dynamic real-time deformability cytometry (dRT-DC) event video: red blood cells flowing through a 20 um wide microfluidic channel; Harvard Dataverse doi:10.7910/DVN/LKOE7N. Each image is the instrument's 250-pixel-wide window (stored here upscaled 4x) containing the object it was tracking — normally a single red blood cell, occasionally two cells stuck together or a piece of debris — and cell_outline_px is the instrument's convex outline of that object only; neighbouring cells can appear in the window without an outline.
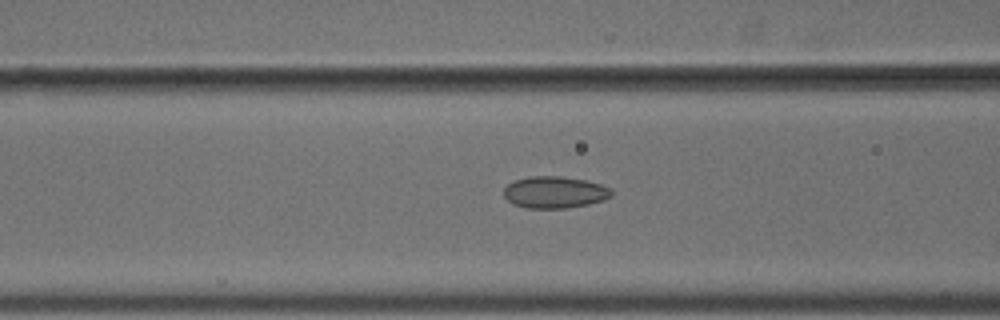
{"species": "common noctule bat (a hibernating species)", "species_latin": "Nyctalus noctula", "temperature_condition": "cold", "stored_images_in_passage": 46, "camera_frame_rate_fps": 3000, "um_per_image_px": 0.085, "animal": {"sex": "male", "body_mass_g": 18.8}, "frame": {"image": 1, "passage_image": 23, "time_ms": 7.333, "image_size_px": [1000, 320], "cell_outline_px": [[612, 196], [604, 200], [588, 204], [568, 208], [528, 208], [512, 204], [504, 196], [504, 188], [508, 184], [516, 180], [528, 176], [560, 176], [584, 180], [600, 184], [608, 188], [612, 192]], "centroid_in_image_um": [47.13, 16.35], "position_along_channel_um": 119.5, "area_um2": 19.88}}
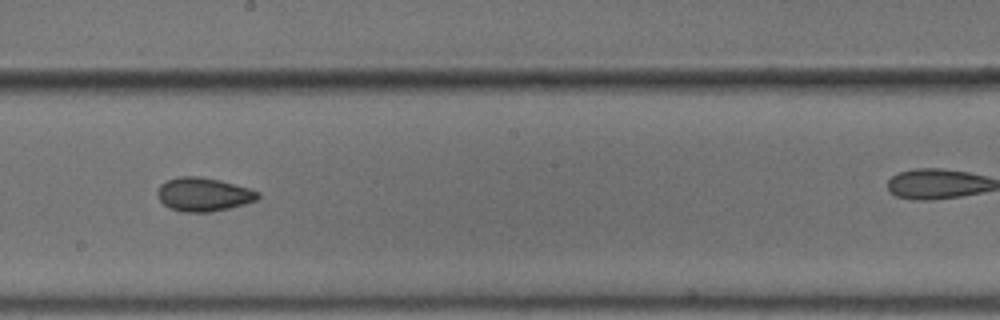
{"frame": {"image": 2, "passage_image": 32, "time_ms": 10.333, "image_size_px": [1000, 320], "cell_outline_px": [[260, 196], [256, 200], [244, 204], [228, 208], [208, 212], [184, 212], [168, 208], [156, 196], [156, 192], [160, 184], [168, 180], [180, 176], [200, 176], [220, 180], [248, 188], [260, 192]], "centroid_in_image_um": [17.26, 16.52], "position_along_channel_um": 230.9, "area_um2": 19.71}}
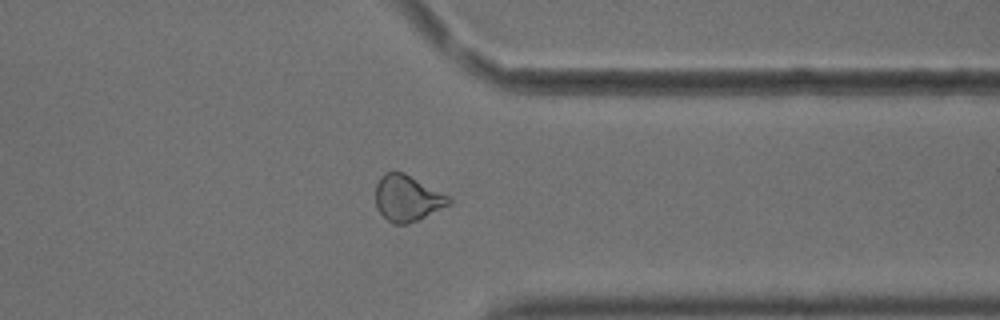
{"frame": {"image": 3, "passage_image": 44, "time_ms": 14.333, "image_size_px": [1000, 320], "cell_outline_px": [[452, 204], [408, 224], [392, 224], [376, 208], [376, 184], [380, 176], [384, 172], [404, 172], [452, 196]], "centroid_in_image_um": [34.66, 16.83], "position_along_channel_um": 376.7, "area_um2": 20.0}}